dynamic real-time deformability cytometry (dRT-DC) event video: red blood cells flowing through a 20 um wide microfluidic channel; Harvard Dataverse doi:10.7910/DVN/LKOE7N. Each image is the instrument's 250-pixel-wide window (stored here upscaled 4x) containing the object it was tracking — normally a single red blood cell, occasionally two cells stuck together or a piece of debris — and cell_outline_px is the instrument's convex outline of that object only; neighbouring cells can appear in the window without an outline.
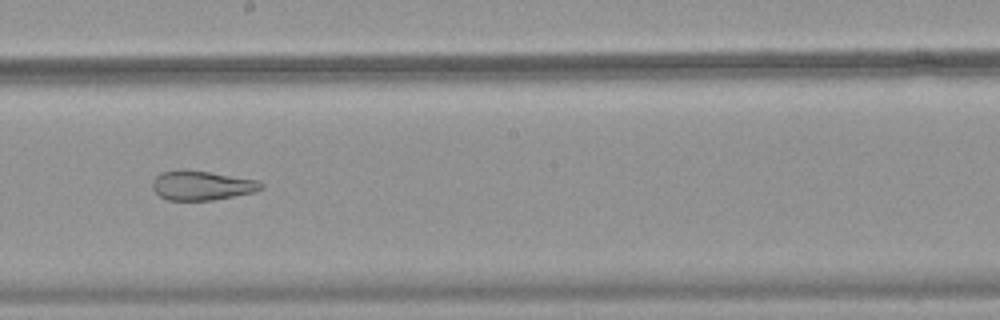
{"species": "common noctule bat (a hibernating species)", "species_latin": "Nyctalus noctula", "temperature_condition": "warm", "stored_images_in_passage": 50, "camera_frame_rate_fps": 3000, "um_per_image_px": 0.085, "animal": {"sex": "female", "body_mass_g": 18.4}, "frame": {"image": 1, "passage_image": 29, "time_ms": 9.333, "image_size_px": [1000, 320], "cell_outline_px": [[264, 188], [256, 192], [212, 200], [168, 200], [160, 196], [152, 188], [152, 180], [160, 172], [212, 172], [260, 180], [264, 184]], "centroid_in_image_um": [17.23, 15.79], "position_along_channel_um": 231.0, "area_um2": 18.32}}
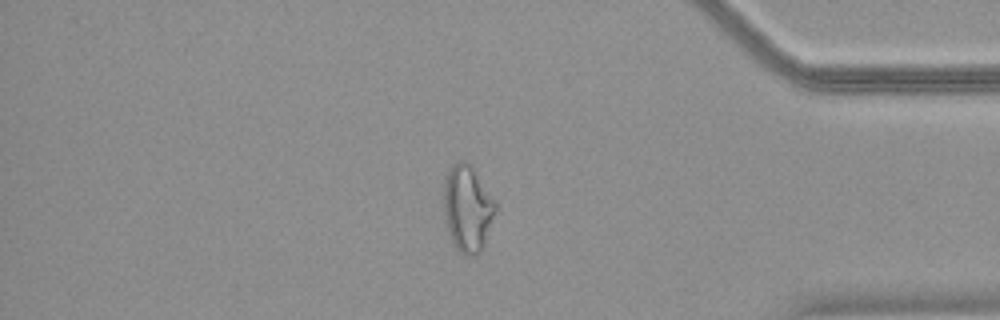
{"frame": {"image": 2, "passage_image": 43, "time_ms": 14.0, "image_size_px": [1000, 320], "cell_outline_px": [[496, 212], [484, 244], [480, 252], [476, 256], [464, 256], [452, 244], [448, 232], [444, 212], [444, 176], [448, 168], [460, 160], [468, 160], [496, 200]], "centroid_in_image_um": [39.74, 17.7], "position_along_channel_um": 395.5, "area_um2": 26.59}}